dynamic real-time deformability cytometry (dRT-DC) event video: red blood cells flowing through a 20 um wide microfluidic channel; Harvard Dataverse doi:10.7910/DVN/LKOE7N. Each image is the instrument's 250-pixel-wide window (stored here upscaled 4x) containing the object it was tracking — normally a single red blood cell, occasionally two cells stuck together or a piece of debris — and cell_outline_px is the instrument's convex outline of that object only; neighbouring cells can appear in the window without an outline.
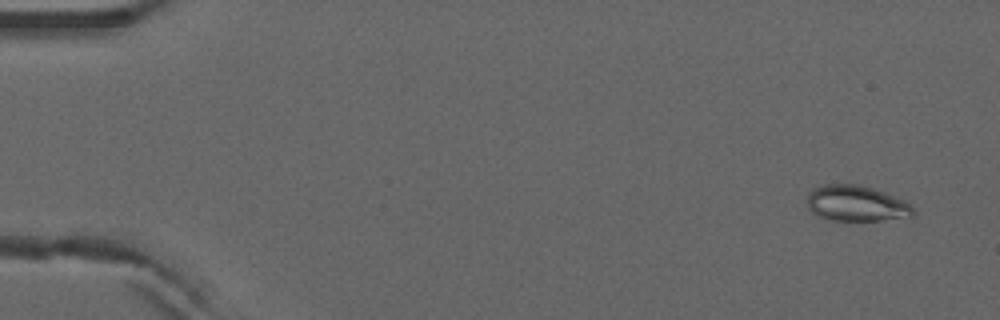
{"species": "common noctule bat (a hibernating species)", "species_latin": "Nyctalus noctula", "temperature_condition": "warm", "stored_images_in_passage": 5, "camera_frame_rate_fps": 3000, "um_per_image_px": 0.085, "animal": {"sex": "male", "forearm_length_mm": 52.5}, "frame": {"image": 1, "passage_image": 1, "time_ms": 0.0, "image_size_px": [1000, 320], "cell_outline_px": [[916, 212], [912, 216], [880, 220], [832, 220], [816, 216], [808, 208], [808, 192], [812, 188], [820, 184], [856, 184], [872, 188], [904, 200]], "centroid_in_image_um": [72.73, 17.28], "position_along_channel_um": 12.3, "area_um2": 22.02}}